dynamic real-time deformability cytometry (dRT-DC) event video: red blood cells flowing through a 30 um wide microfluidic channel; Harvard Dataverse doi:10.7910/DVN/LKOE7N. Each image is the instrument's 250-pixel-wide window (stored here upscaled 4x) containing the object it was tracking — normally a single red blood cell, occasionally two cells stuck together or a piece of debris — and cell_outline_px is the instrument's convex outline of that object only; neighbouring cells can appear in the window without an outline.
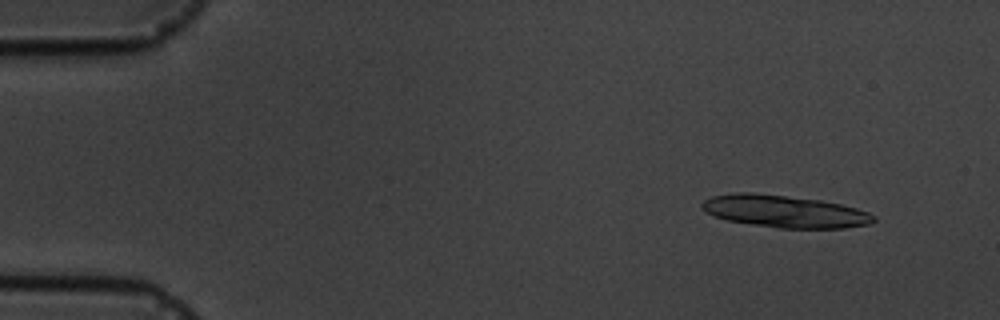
{"species": "common noctule bat (a hibernating species)", "species_latin": "Nyctalus noctula", "temperature_condition": "cold", "stored_images_in_passage": 5, "camera_frame_rate_fps": 3000, "um_per_image_px": 0.085, "animal": {"sex": "male", "body_mass_g": 19.5, "forearm_length_mm": 54.6}, "frame": {"image": 1, "passage_image": 1, "time_ms": 0.0, "image_size_px": [1000, 320], "cell_outline_px": [[876, 220], [868, 224], [844, 228], [780, 228], [752, 224], [728, 220], [704, 212], [700, 208], [700, 204], [704, 200], [712, 196], [736, 192], [756, 192], [820, 200], [840, 204], [856, 208], [868, 212], [876, 216]], "centroid_in_image_um": [66.66, 17.96], "position_along_channel_um": 18.3, "area_um2": 32.31}}